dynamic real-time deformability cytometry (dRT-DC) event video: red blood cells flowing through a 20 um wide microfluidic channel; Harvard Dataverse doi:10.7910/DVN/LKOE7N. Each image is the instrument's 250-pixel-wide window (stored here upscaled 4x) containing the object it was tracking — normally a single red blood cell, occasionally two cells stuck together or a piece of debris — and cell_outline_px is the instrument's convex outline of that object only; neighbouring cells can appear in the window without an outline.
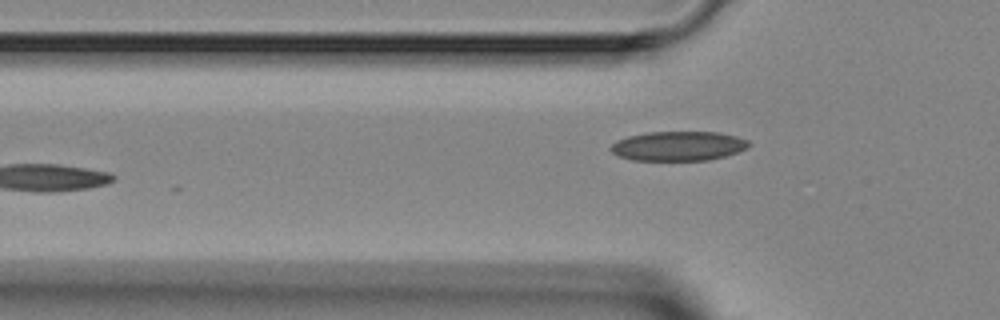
{"species": "Egyptian fruit bat (a non-hibernating species)", "species_latin": "Rousettus aegyptiacus", "temperature_condition": "room temperature", "stored_images_in_passage": 4, "camera_frame_rate_fps": 3000, "um_per_image_px": 0.085, "animal": {"sex": "female"}, "frame": {"image": 1, "passage_image": 4, "time_ms": 4.333, "image_size_px": [1000, 320], "cell_outline_px": [[752, 144], [748, 148], [724, 156], [708, 160], [632, 160], [620, 156], [612, 152], [608, 148], [616, 140], [628, 136], [648, 132], [716, 132], [736, 136], [748, 140]], "centroid_in_image_um": [57.65, 12.41], "position_along_channel_um": 68.1, "area_um2": 23.7}}